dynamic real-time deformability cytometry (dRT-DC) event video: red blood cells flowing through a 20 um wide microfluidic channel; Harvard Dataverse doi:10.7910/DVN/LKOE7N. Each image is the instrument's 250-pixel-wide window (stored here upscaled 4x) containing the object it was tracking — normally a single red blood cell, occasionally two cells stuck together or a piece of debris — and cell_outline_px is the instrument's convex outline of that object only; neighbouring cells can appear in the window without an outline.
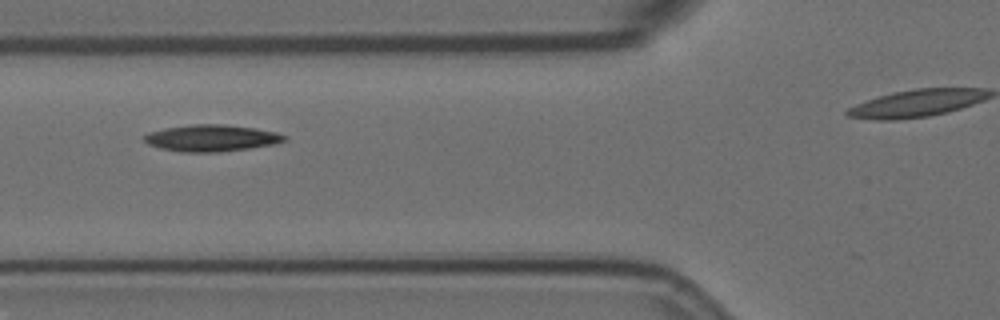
{"species": "Egyptian fruit bat (a non-hibernating species)", "species_latin": "Rousettus aegyptiacus", "temperature_condition": "room temperature", "stored_images_in_passage": 7, "camera_frame_rate_fps": 3000, "um_per_image_px": 0.085, "animal": {"sex": "female"}, "frame": {"image": 1, "passage_image": 4, "time_ms": 3.333, "image_size_px": [1000, 320], "cell_outline_px": [[288, 140], [272, 144], [248, 148], [216, 152], [180, 152], [160, 148], [148, 144], [140, 136], [148, 132], [164, 128], [192, 124], [224, 124], [256, 128], [276, 132], [288, 136]], "centroid_in_image_um": [17.94, 11.72], "position_along_channel_um": 107.9, "area_um2": 21.91}}
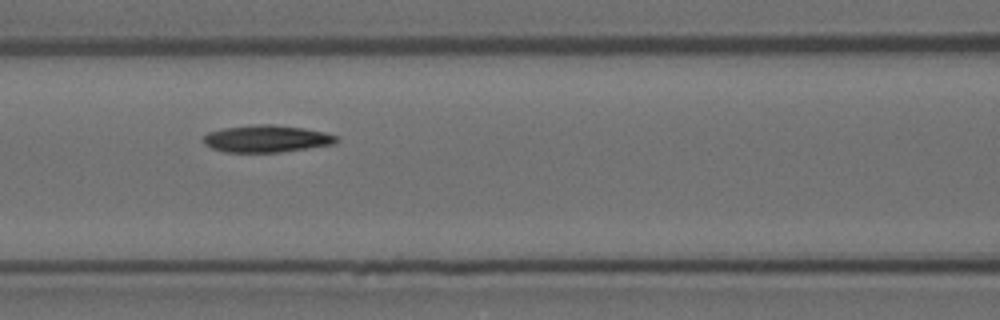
{"frame": {"image": 2, "passage_image": 5, "time_ms": 4.333, "image_size_px": [1000, 320], "cell_outline_px": [[340, 140], [336, 144], [280, 152], [224, 152], [212, 148], [204, 144], [204, 136], [208, 132], [220, 128], [256, 124], [272, 124], [304, 128], [324, 132], [336, 136]], "centroid_in_image_um": [22.66, 11.79], "position_along_channel_um": 143.9, "area_um2": 21.15}}
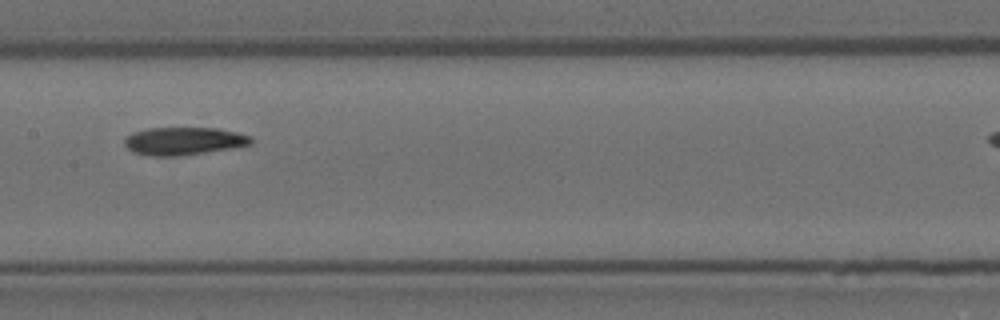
{"frame": {"image": 3, "passage_image": 6, "time_ms": 5.667, "image_size_px": [1000, 320], "cell_outline_px": [[252, 144], [232, 148], [176, 156], [152, 156], [136, 152], [128, 148], [124, 144], [124, 140], [132, 132], [148, 128], [216, 128], [236, 132], [252, 136]], "centroid_in_image_um": [15.63, 11.98], "position_along_channel_um": 191.8, "area_um2": 20.29}}